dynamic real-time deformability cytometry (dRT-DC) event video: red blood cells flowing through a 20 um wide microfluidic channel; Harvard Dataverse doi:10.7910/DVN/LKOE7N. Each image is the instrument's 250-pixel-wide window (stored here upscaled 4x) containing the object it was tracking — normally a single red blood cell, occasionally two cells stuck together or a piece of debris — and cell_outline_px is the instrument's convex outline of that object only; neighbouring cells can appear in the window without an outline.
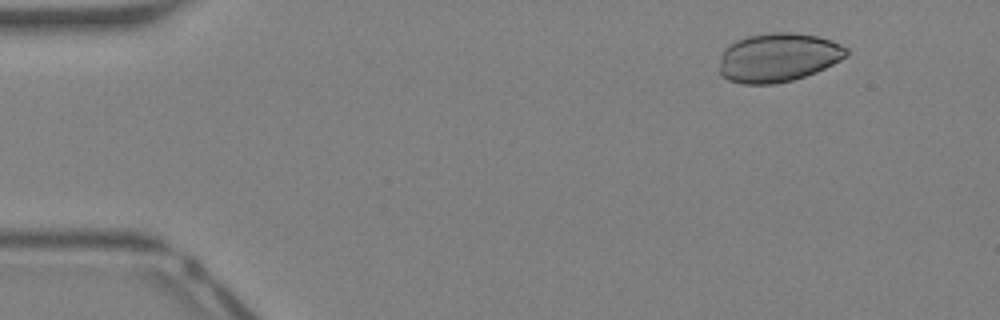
{"species": "Egyptian fruit bat (a non-hibernating species)", "species_latin": "Rousettus aegyptiacus", "temperature_condition": "warm", "stored_images_in_passage": 39, "camera_frame_rate_fps": 3000, "um_per_image_px": 0.085, "animal": {"sex": "female"}, "frame": {"image": 1, "passage_image": 2, "time_ms": 0.333, "image_size_px": [1000, 320], "cell_outline_px": [[848, 52], [840, 60], [816, 72], [792, 80], [776, 84], [744, 84], [728, 80], [720, 72], [720, 56], [724, 48], [736, 40], [748, 36], [772, 32], [792, 32], [816, 36], [832, 40], [848, 48]], "centroid_in_image_um": [66.12, 4.88], "position_along_channel_um": 18.9, "area_um2": 36.13}}
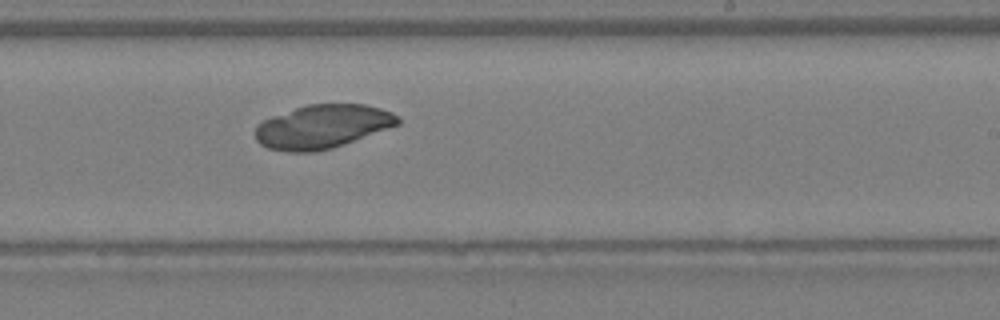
{"frame": {"image": 2, "passage_image": 23, "time_ms": 7.333, "image_size_px": [1000, 320], "cell_outline_px": [[400, 124], [332, 148], [312, 152], [288, 152], [268, 148], [260, 144], [256, 140], [256, 124], [272, 116], [304, 104], [364, 104], [380, 108], [392, 112], [400, 120]], "centroid_in_image_um": [27.38, 10.75], "position_along_channel_um": 261.6, "area_um2": 36.18}}
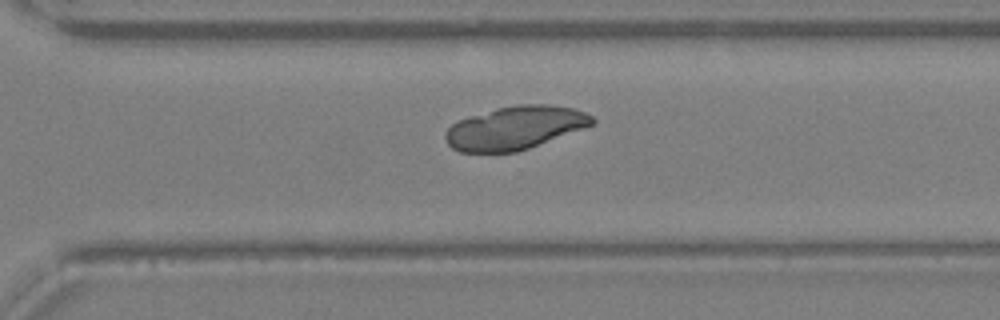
{"frame": {"image": 3, "passage_image": 27, "time_ms": 8.667, "image_size_px": [1000, 320], "cell_outline_px": [[596, 124], [528, 148], [516, 152], [460, 152], [452, 148], [444, 140], [444, 132], [452, 124], [460, 120], [496, 108], [520, 104], [548, 104], [572, 108], [584, 112], [592, 116], [596, 120]], "centroid_in_image_um": [43.78, 10.87], "position_along_channel_um": 326.8, "area_um2": 36.88}}